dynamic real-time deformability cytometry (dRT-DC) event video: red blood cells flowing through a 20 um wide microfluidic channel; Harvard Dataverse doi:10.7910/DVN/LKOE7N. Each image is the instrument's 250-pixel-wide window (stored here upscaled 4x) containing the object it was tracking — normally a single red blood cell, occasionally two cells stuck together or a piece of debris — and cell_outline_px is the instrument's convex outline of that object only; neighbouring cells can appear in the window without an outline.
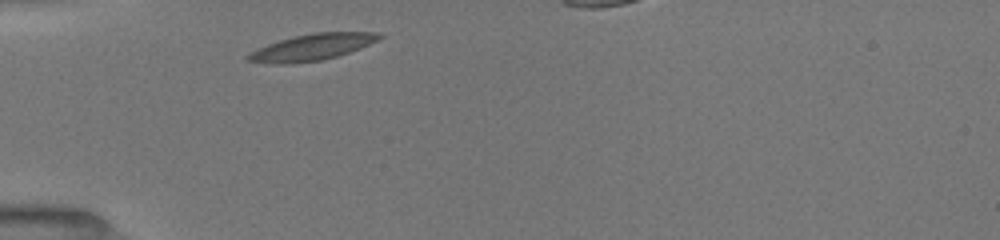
{"species": "common noctule bat (a hibernating species)", "species_latin": "Nyctalus noctula", "temperature_condition": "room temperature", "stored_images_in_passage": 31, "camera_frame_rate_fps": 3000, "um_per_image_px": 0.085, "animal": {"sex": "female", "body_mass_g": 19.5, "forearm_length_mm": 54.1}, "frame": {"image": 1, "passage_image": 1, "time_ms": 0.0, "image_size_px": [1000, 240], "cell_outline_px": [[384, 36], [360, 48], [336, 56], [320, 60], [292, 64], [272, 64], [244, 60], [244, 56], [248, 52], [268, 44], [292, 36], [312, 32], [380, 32]], "centroid_in_image_um": [26.45, 4.01], "position_along_channel_um": 58.6, "area_um2": 20.29}}
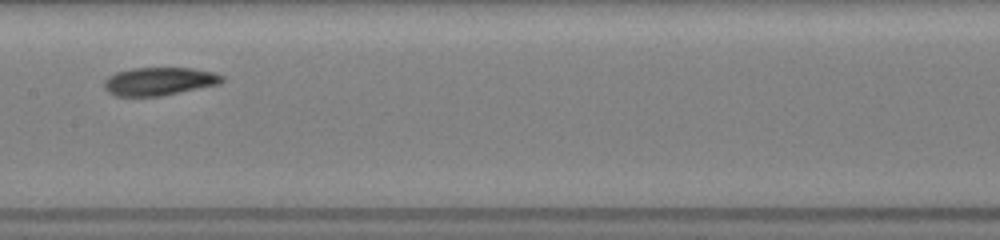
{"frame": {"image": 2, "passage_image": 12, "time_ms": 3.667, "image_size_px": [1000, 240], "cell_outline_px": [[224, 80], [220, 84], [160, 96], [116, 96], [108, 92], [104, 88], [104, 80], [108, 76], [116, 72], [132, 68], [192, 68], [212, 72], [224, 76]], "centroid_in_image_um": [13.52, 6.91], "position_along_channel_um": 193.9, "area_um2": 19.31}}
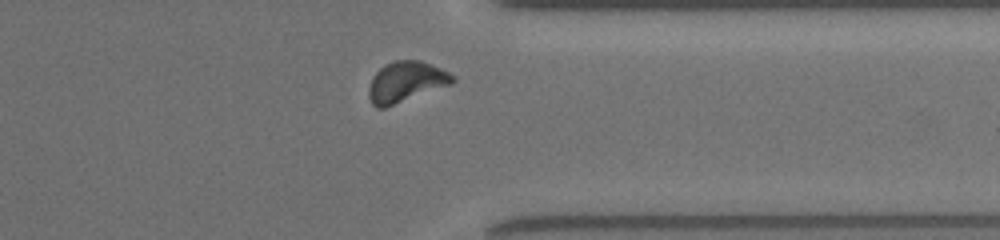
{"frame": {"image": 3, "passage_image": 26, "time_ms": 8.333, "image_size_px": [1000, 240], "cell_outline_px": [[456, 80], [452, 84], [384, 108], [376, 108], [372, 104], [368, 96], [368, 88], [372, 76], [384, 64], [392, 60], [420, 60], [440, 68], [456, 76]], "centroid_in_image_um": [34.49, 6.95], "position_along_channel_um": 376.9, "area_um2": 20.0}}